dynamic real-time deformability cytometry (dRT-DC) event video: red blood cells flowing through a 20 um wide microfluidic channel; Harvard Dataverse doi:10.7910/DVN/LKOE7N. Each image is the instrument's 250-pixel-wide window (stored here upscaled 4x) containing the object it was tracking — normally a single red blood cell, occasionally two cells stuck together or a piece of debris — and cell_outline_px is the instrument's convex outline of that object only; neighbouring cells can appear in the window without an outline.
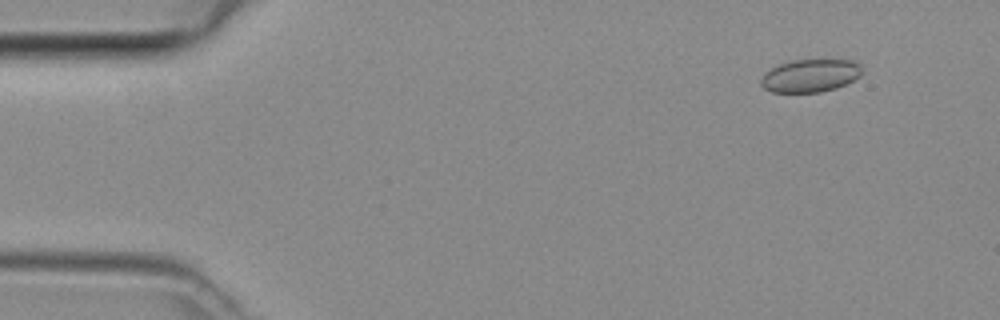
{"species": "common noctule bat (a hibernating species)", "species_latin": "Nyctalus noctula", "temperature_condition": "room temperature", "stored_images_in_passage": 41, "camera_frame_rate_fps": 3000, "um_per_image_px": 0.085, "animal": {"sex": "female", "body_mass_g": 29.2, "forearm_length_mm": 56.3}, "frame": {"image": 1, "passage_image": 3, "time_ms": 0.667, "image_size_px": [1000, 320], "cell_outline_px": [[860, 76], [836, 88], [820, 92], [772, 92], [764, 88], [760, 84], [760, 80], [764, 72], [780, 64], [792, 60], [856, 60], [860, 64]], "centroid_in_image_um": [68.85, 6.43], "position_along_channel_um": 16.2, "area_um2": 19.25}}
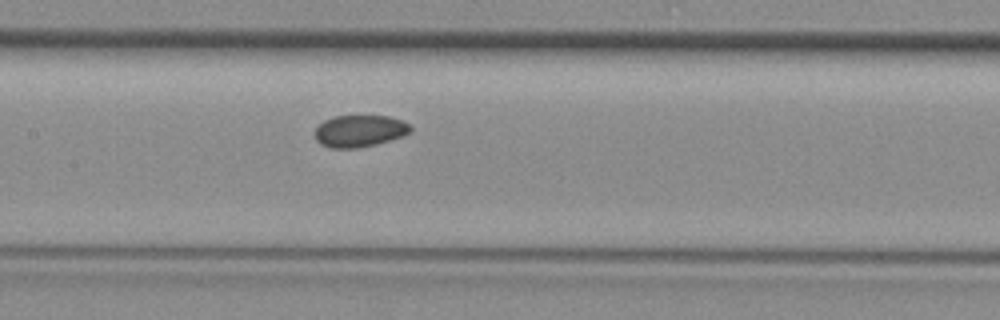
{"frame": {"image": 2, "passage_image": 21, "time_ms": 6.667, "image_size_px": [1000, 320], "cell_outline_px": [[412, 132], [376, 144], [356, 148], [332, 148], [320, 144], [316, 140], [316, 128], [324, 120], [332, 116], [388, 116], [404, 120], [412, 124]], "centroid_in_image_um": [30.59, 11.12], "position_along_channel_um": 176.8, "area_um2": 17.8}}
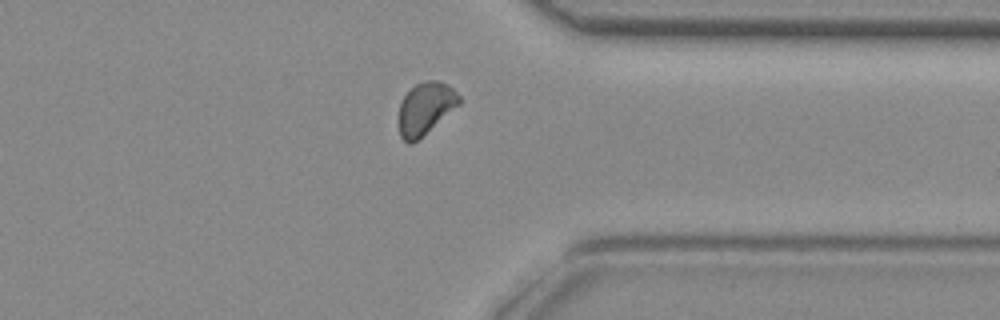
{"frame": {"image": 3, "passage_image": 35, "time_ms": 11.333, "image_size_px": [1000, 320], "cell_outline_px": [[460, 104], [416, 140], [408, 144], [400, 136], [396, 120], [400, 100], [416, 84], [424, 80], [440, 80], [448, 84], [460, 96]], "centroid_in_image_um": [36.11, 9.19], "position_along_channel_um": 375.3, "area_um2": 18.44}}